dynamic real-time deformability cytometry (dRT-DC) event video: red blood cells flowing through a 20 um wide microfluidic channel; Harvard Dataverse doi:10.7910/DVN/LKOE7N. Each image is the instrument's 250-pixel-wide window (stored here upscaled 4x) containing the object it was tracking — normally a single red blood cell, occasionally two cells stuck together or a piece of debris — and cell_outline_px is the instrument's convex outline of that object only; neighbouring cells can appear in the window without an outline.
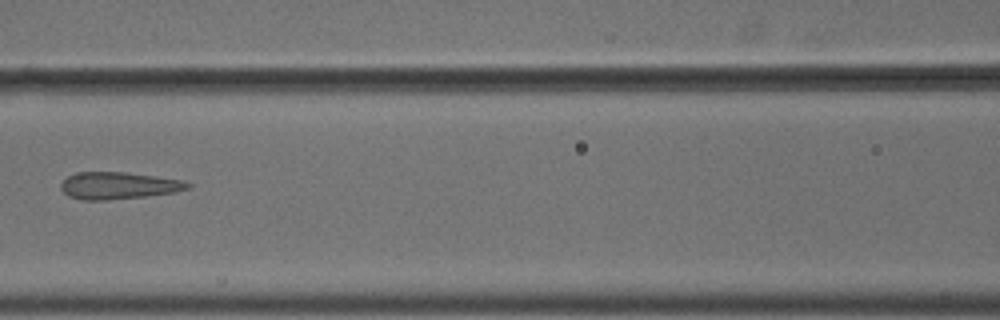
{"species": "common noctule bat (a hibernating species)", "species_latin": "Nyctalus noctula", "temperature_condition": "cold", "stored_images_in_passage": 7, "camera_frame_rate_fps": 3000, "um_per_image_px": 0.085, "animal": {"sex": "male", "body_mass_g": 18.8}, "frame": {"image": 1, "passage_image": 7, "time_ms": 2.0, "image_size_px": [1000, 320], "cell_outline_px": [[192, 188], [176, 192], [148, 196], [108, 200], [80, 200], [68, 196], [60, 188], [60, 184], [68, 176], [76, 172], [124, 172], [156, 176], [180, 180], [192, 184]], "centroid_in_image_um": [10.07, 15.78], "position_along_channel_um": 156.5, "area_um2": 20.17}}